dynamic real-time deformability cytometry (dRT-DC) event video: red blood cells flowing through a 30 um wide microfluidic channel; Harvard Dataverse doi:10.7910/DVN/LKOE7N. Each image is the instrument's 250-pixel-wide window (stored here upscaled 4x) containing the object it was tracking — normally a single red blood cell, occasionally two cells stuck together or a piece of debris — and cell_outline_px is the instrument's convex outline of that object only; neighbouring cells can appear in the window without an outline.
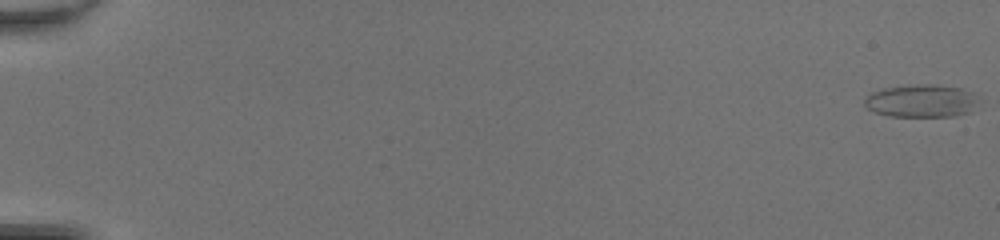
{"species": "common noctule bat (a hibernating species)", "species_latin": "Nyctalus noctula", "temperature_condition": "room temperature", "stored_images_in_passage": 51, "camera_frame_rate_fps": 3000, "um_per_image_px": 0.085, "animal": {"sex": "female", "body_mass_g": 20.0, "forearm_length_mm": 54.0}, "frame": {"image": 1, "passage_image": 1, "time_ms": 0.0, "image_size_px": [1000, 240], "cell_outline_px": [[984, 100], [972, 112], [956, 116], [888, 116], [872, 112], [864, 104], [864, 96], [880, 88], [916, 84], [940, 84], [980, 92]], "centroid_in_image_um": [78.45, 8.56], "position_along_channel_um": 6.5, "area_um2": 23.0}}
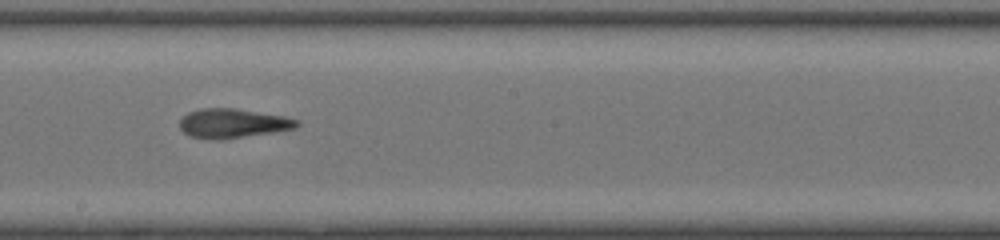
{"frame": {"image": 2, "passage_image": 31, "time_ms": 10.0, "image_size_px": [1000, 240], "cell_outline_px": [[300, 124], [296, 128], [224, 140], [216, 140], [188, 136], [180, 128], [180, 120], [188, 112], [200, 108], [236, 108], [284, 116], [300, 120]], "centroid_in_image_um": [19.79, 10.48], "position_along_channel_um": 228.4, "area_um2": 20.17}}
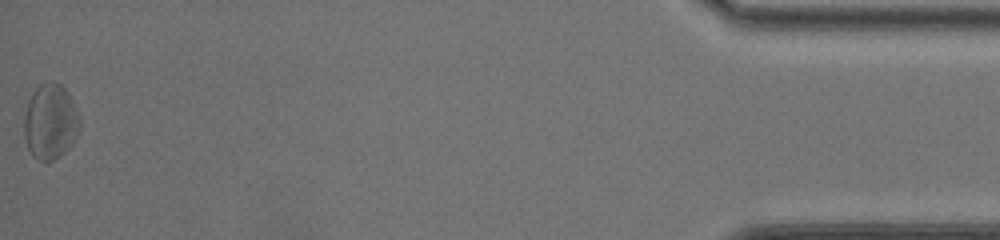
{"frame": {"image": 3, "passage_image": 51, "time_ms": 16.667, "image_size_px": [1000, 240], "cell_outline_px": [[80, 128], [72, 144], [60, 156], [52, 160], [36, 160], [32, 156], [24, 140], [24, 116], [28, 100], [32, 92], [40, 84], [52, 80], [60, 84], [64, 88], [80, 120]], "centroid_in_image_um": [4.24, 10.36], "position_along_channel_um": 431.0, "area_um2": 24.28}, "authors_computed_cell_mechanics": {"area_um2": 21.386, "velocity_mm_per_s": 4.3038, "shape_relaxation_time_tau1_ms": null, "shape_relaxation_time_tau2_ms": 3.4735, "deformation_change_tau1": null, "deformation_change_tau2": 0.1343}}